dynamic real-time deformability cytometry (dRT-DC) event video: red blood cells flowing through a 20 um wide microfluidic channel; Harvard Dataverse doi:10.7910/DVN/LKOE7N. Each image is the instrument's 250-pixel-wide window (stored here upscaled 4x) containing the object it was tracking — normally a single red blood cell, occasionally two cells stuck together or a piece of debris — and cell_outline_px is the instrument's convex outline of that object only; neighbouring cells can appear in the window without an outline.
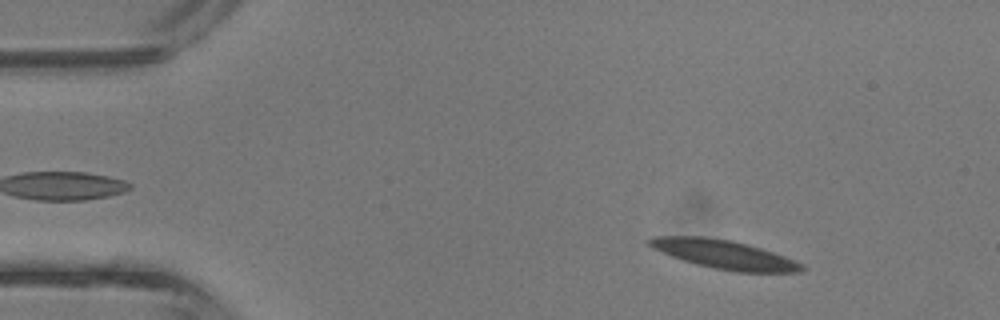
{"species": "common noctule bat (a hibernating species)", "species_latin": "Nyctalus noctula", "temperature_condition": "room temperature", "stored_images_in_passage": 3, "camera_frame_rate_fps": 3000, "um_per_image_px": 0.085, "animal": {"sex": "male", "body_mass_g": 13.3}, "frame": {"image": 1, "passage_image": 1, "time_ms": 0.0, "image_size_px": [1000, 320], "cell_outline_px": [[808, 268], [800, 272], [736, 272], [712, 268], [696, 264], [672, 256], [652, 248], [648, 244], [648, 240], [652, 236], [704, 236], [732, 240], [748, 244], [796, 260], [804, 264]], "centroid_in_image_um": [61.59, 21.63], "position_along_channel_um": 23.4, "area_um2": 25.66}}
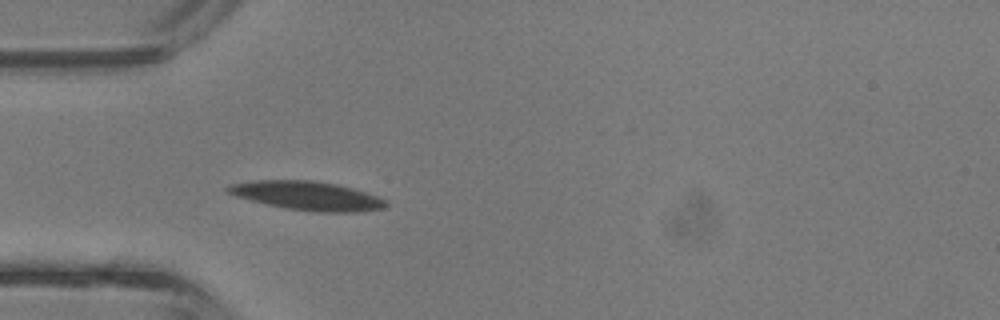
{"frame": {"image": 2, "passage_image": 3, "time_ms": 0.667, "image_size_px": [1000, 320], "cell_outline_px": [[388, 204], [384, 208], [360, 212], [316, 212], [284, 208], [236, 196], [224, 192], [224, 188], [228, 184], [252, 180], [312, 180], [336, 184], [352, 188], [376, 196], [384, 200]], "centroid_in_image_um": [26.06, 16.63], "position_along_channel_um": 58.9, "area_um2": 26.59}}